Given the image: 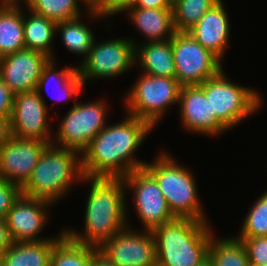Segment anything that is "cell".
<instances>
[{
	"mask_svg": "<svg viewBox=\"0 0 267 266\" xmlns=\"http://www.w3.org/2000/svg\"><path fill=\"white\" fill-rule=\"evenodd\" d=\"M122 121L106 125L81 153L83 176L124 178L146 162L134 155L154 128L126 113Z\"/></svg>",
	"mask_w": 267,
	"mask_h": 266,
	"instance_id": "obj_1",
	"label": "cell"
},
{
	"mask_svg": "<svg viewBox=\"0 0 267 266\" xmlns=\"http://www.w3.org/2000/svg\"><path fill=\"white\" fill-rule=\"evenodd\" d=\"M90 183L85 202L84 232L64 229L74 242L99 248L106 240L130 226L129 211L123 178L87 177L81 182ZM128 214V215H127Z\"/></svg>",
	"mask_w": 267,
	"mask_h": 266,
	"instance_id": "obj_2",
	"label": "cell"
},
{
	"mask_svg": "<svg viewBox=\"0 0 267 266\" xmlns=\"http://www.w3.org/2000/svg\"><path fill=\"white\" fill-rule=\"evenodd\" d=\"M161 266H197L208 256L213 231L208 221L174 218L152 230Z\"/></svg>",
	"mask_w": 267,
	"mask_h": 266,
	"instance_id": "obj_3",
	"label": "cell"
},
{
	"mask_svg": "<svg viewBox=\"0 0 267 266\" xmlns=\"http://www.w3.org/2000/svg\"><path fill=\"white\" fill-rule=\"evenodd\" d=\"M81 154L49 144L42 152L22 194L56 205L83 178ZM74 182V183H73Z\"/></svg>",
	"mask_w": 267,
	"mask_h": 266,
	"instance_id": "obj_4",
	"label": "cell"
},
{
	"mask_svg": "<svg viewBox=\"0 0 267 266\" xmlns=\"http://www.w3.org/2000/svg\"><path fill=\"white\" fill-rule=\"evenodd\" d=\"M160 151L144 168L155 178L173 216L208 221L193 172L178 164L170 153Z\"/></svg>",
	"mask_w": 267,
	"mask_h": 266,
	"instance_id": "obj_5",
	"label": "cell"
},
{
	"mask_svg": "<svg viewBox=\"0 0 267 266\" xmlns=\"http://www.w3.org/2000/svg\"><path fill=\"white\" fill-rule=\"evenodd\" d=\"M199 86L210 102L212 113H216L229 129L257 113L263 106L261 93L232 82L223 69Z\"/></svg>",
	"mask_w": 267,
	"mask_h": 266,
	"instance_id": "obj_6",
	"label": "cell"
},
{
	"mask_svg": "<svg viewBox=\"0 0 267 266\" xmlns=\"http://www.w3.org/2000/svg\"><path fill=\"white\" fill-rule=\"evenodd\" d=\"M139 75L135 85L124 95L125 112L155 128L168 109L179 104L182 86L176 78Z\"/></svg>",
	"mask_w": 267,
	"mask_h": 266,
	"instance_id": "obj_7",
	"label": "cell"
},
{
	"mask_svg": "<svg viewBox=\"0 0 267 266\" xmlns=\"http://www.w3.org/2000/svg\"><path fill=\"white\" fill-rule=\"evenodd\" d=\"M75 101L61 119L51 144L73 149L81 154L95 135L106 126L108 108L104 99L88 101L89 103Z\"/></svg>",
	"mask_w": 267,
	"mask_h": 266,
	"instance_id": "obj_8",
	"label": "cell"
},
{
	"mask_svg": "<svg viewBox=\"0 0 267 266\" xmlns=\"http://www.w3.org/2000/svg\"><path fill=\"white\" fill-rule=\"evenodd\" d=\"M134 38H115L93 43L87 57L77 66L85 85L88 80L113 78L123 75L135 66Z\"/></svg>",
	"mask_w": 267,
	"mask_h": 266,
	"instance_id": "obj_9",
	"label": "cell"
},
{
	"mask_svg": "<svg viewBox=\"0 0 267 266\" xmlns=\"http://www.w3.org/2000/svg\"><path fill=\"white\" fill-rule=\"evenodd\" d=\"M171 41L176 79L181 86L201 85L223 69L222 61L188 32H176Z\"/></svg>",
	"mask_w": 267,
	"mask_h": 266,
	"instance_id": "obj_10",
	"label": "cell"
},
{
	"mask_svg": "<svg viewBox=\"0 0 267 266\" xmlns=\"http://www.w3.org/2000/svg\"><path fill=\"white\" fill-rule=\"evenodd\" d=\"M126 191H133L134 209L144 230H153L175 217L155 178L143 167L123 178Z\"/></svg>",
	"mask_w": 267,
	"mask_h": 266,
	"instance_id": "obj_11",
	"label": "cell"
},
{
	"mask_svg": "<svg viewBox=\"0 0 267 266\" xmlns=\"http://www.w3.org/2000/svg\"><path fill=\"white\" fill-rule=\"evenodd\" d=\"M127 226L106 240L99 251L116 266H152L156 263V241L152 230ZM140 231V232H139Z\"/></svg>",
	"mask_w": 267,
	"mask_h": 266,
	"instance_id": "obj_12",
	"label": "cell"
},
{
	"mask_svg": "<svg viewBox=\"0 0 267 266\" xmlns=\"http://www.w3.org/2000/svg\"><path fill=\"white\" fill-rule=\"evenodd\" d=\"M49 116L45 98H41L35 90L15 94L10 118L11 136L39 139L51 144L53 130Z\"/></svg>",
	"mask_w": 267,
	"mask_h": 266,
	"instance_id": "obj_13",
	"label": "cell"
},
{
	"mask_svg": "<svg viewBox=\"0 0 267 266\" xmlns=\"http://www.w3.org/2000/svg\"><path fill=\"white\" fill-rule=\"evenodd\" d=\"M48 145L39 139L11 136L0 146V177L22 187Z\"/></svg>",
	"mask_w": 267,
	"mask_h": 266,
	"instance_id": "obj_14",
	"label": "cell"
},
{
	"mask_svg": "<svg viewBox=\"0 0 267 266\" xmlns=\"http://www.w3.org/2000/svg\"><path fill=\"white\" fill-rule=\"evenodd\" d=\"M179 106L182 127L191 133L218 136L230 130L216 113H212L210 102L199 85L181 87Z\"/></svg>",
	"mask_w": 267,
	"mask_h": 266,
	"instance_id": "obj_15",
	"label": "cell"
},
{
	"mask_svg": "<svg viewBox=\"0 0 267 266\" xmlns=\"http://www.w3.org/2000/svg\"><path fill=\"white\" fill-rule=\"evenodd\" d=\"M51 202L21 195L6 216L7 226L14 242L51 240L54 237H38L49 221L47 211Z\"/></svg>",
	"mask_w": 267,
	"mask_h": 266,
	"instance_id": "obj_16",
	"label": "cell"
},
{
	"mask_svg": "<svg viewBox=\"0 0 267 266\" xmlns=\"http://www.w3.org/2000/svg\"><path fill=\"white\" fill-rule=\"evenodd\" d=\"M50 59L36 50H18L0 58V78L14 94L34 91L43 67Z\"/></svg>",
	"mask_w": 267,
	"mask_h": 266,
	"instance_id": "obj_17",
	"label": "cell"
},
{
	"mask_svg": "<svg viewBox=\"0 0 267 266\" xmlns=\"http://www.w3.org/2000/svg\"><path fill=\"white\" fill-rule=\"evenodd\" d=\"M223 0L216 3L187 32L221 61L229 44L230 21Z\"/></svg>",
	"mask_w": 267,
	"mask_h": 266,
	"instance_id": "obj_18",
	"label": "cell"
},
{
	"mask_svg": "<svg viewBox=\"0 0 267 266\" xmlns=\"http://www.w3.org/2000/svg\"><path fill=\"white\" fill-rule=\"evenodd\" d=\"M125 12L147 39L144 42L169 40L176 33L173 9L128 8Z\"/></svg>",
	"mask_w": 267,
	"mask_h": 266,
	"instance_id": "obj_19",
	"label": "cell"
},
{
	"mask_svg": "<svg viewBox=\"0 0 267 266\" xmlns=\"http://www.w3.org/2000/svg\"><path fill=\"white\" fill-rule=\"evenodd\" d=\"M135 64L146 75L176 78L171 39L136 45Z\"/></svg>",
	"mask_w": 267,
	"mask_h": 266,
	"instance_id": "obj_20",
	"label": "cell"
},
{
	"mask_svg": "<svg viewBox=\"0 0 267 266\" xmlns=\"http://www.w3.org/2000/svg\"><path fill=\"white\" fill-rule=\"evenodd\" d=\"M55 65L56 61L54 59H50L43 67L42 74L38 80L35 91L41 98H43L42 92L46 90L48 93L50 90L49 86H51L53 82L54 84L57 82V88L61 90V93L58 91V96L51 95L53 99L57 101H67L69 98L77 100L76 98H78V95L81 93L84 86L82 78L78 73L77 66H65V68L57 71ZM48 94L50 95V92Z\"/></svg>",
	"mask_w": 267,
	"mask_h": 266,
	"instance_id": "obj_21",
	"label": "cell"
},
{
	"mask_svg": "<svg viewBox=\"0 0 267 266\" xmlns=\"http://www.w3.org/2000/svg\"><path fill=\"white\" fill-rule=\"evenodd\" d=\"M65 234L45 241L14 242L4 253L1 266H49L55 243Z\"/></svg>",
	"mask_w": 267,
	"mask_h": 266,
	"instance_id": "obj_22",
	"label": "cell"
},
{
	"mask_svg": "<svg viewBox=\"0 0 267 266\" xmlns=\"http://www.w3.org/2000/svg\"><path fill=\"white\" fill-rule=\"evenodd\" d=\"M21 5H3L0 9V58L25 49Z\"/></svg>",
	"mask_w": 267,
	"mask_h": 266,
	"instance_id": "obj_23",
	"label": "cell"
},
{
	"mask_svg": "<svg viewBox=\"0 0 267 266\" xmlns=\"http://www.w3.org/2000/svg\"><path fill=\"white\" fill-rule=\"evenodd\" d=\"M28 12V17L23 14L25 48L42 52L55 60L51 45L54 41L53 38L58 34L56 32L57 23L30 10Z\"/></svg>",
	"mask_w": 267,
	"mask_h": 266,
	"instance_id": "obj_24",
	"label": "cell"
},
{
	"mask_svg": "<svg viewBox=\"0 0 267 266\" xmlns=\"http://www.w3.org/2000/svg\"><path fill=\"white\" fill-rule=\"evenodd\" d=\"M82 21V18L78 17L58 22L56 32H60L59 35H61V41L65 48L75 55H81L83 57L81 60H84L93 46L95 34Z\"/></svg>",
	"mask_w": 267,
	"mask_h": 266,
	"instance_id": "obj_25",
	"label": "cell"
},
{
	"mask_svg": "<svg viewBox=\"0 0 267 266\" xmlns=\"http://www.w3.org/2000/svg\"><path fill=\"white\" fill-rule=\"evenodd\" d=\"M212 235L208 255L214 266H251L244 243L236 238Z\"/></svg>",
	"mask_w": 267,
	"mask_h": 266,
	"instance_id": "obj_26",
	"label": "cell"
},
{
	"mask_svg": "<svg viewBox=\"0 0 267 266\" xmlns=\"http://www.w3.org/2000/svg\"><path fill=\"white\" fill-rule=\"evenodd\" d=\"M93 246L80 244L64 234L54 245L49 266H91Z\"/></svg>",
	"mask_w": 267,
	"mask_h": 266,
	"instance_id": "obj_27",
	"label": "cell"
},
{
	"mask_svg": "<svg viewBox=\"0 0 267 266\" xmlns=\"http://www.w3.org/2000/svg\"><path fill=\"white\" fill-rule=\"evenodd\" d=\"M78 0H26L27 10L58 23L82 17Z\"/></svg>",
	"mask_w": 267,
	"mask_h": 266,
	"instance_id": "obj_28",
	"label": "cell"
},
{
	"mask_svg": "<svg viewBox=\"0 0 267 266\" xmlns=\"http://www.w3.org/2000/svg\"><path fill=\"white\" fill-rule=\"evenodd\" d=\"M220 0H178L173 5L176 32H187Z\"/></svg>",
	"mask_w": 267,
	"mask_h": 266,
	"instance_id": "obj_29",
	"label": "cell"
},
{
	"mask_svg": "<svg viewBox=\"0 0 267 266\" xmlns=\"http://www.w3.org/2000/svg\"><path fill=\"white\" fill-rule=\"evenodd\" d=\"M236 238L267 236V191L254 201Z\"/></svg>",
	"mask_w": 267,
	"mask_h": 266,
	"instance_id": "obj_30",
	"label": "cell"
},
{
	"mask_svg": "<svg viewBox=\"0 0 267 266\" xmlns=\"http://www.w3.org/2000/svg\"><path fill=\"white\" fill-rule=\"evenodd\" d=\"M238 239L244 243L251 266L267 265V236Z\"/></svg>",
	"mask_w": 267,
	"mask_h": 266,
	"instance_id": "obj_31",
	"label": "cell"
},
{
	"mask_svg": "<svg viewBox=\"0 0 267 266\" xmlns=\"http://www.w3.org/2000/svg\"><path fill=\"white\" fill-rule=\"evenodd\" d=\"M132 3L133 0H100V4L93 11H87L86 15L92 20L113 17L117 13H125Z\"/></svg>",
	"mask_w": 267,
	"mask_h": 266,
	"instance_id": "obj_32",
	"label": "cell"
},
{
	"mask_svg": "<svg viewBox=\"0 0 267 266\" xmlns=\"http://www.w3.org/2000/svg\"><path fill=\"white\" fill-rule=\"evenodd\" d=\"M21 195V186L0 177V218H6L8 212Z\"/></svg>",
	"mask_w": 267,
	"mask_h": 266,
	"instance_id": "obj_33",
	"label": "cell"
},
{
	"mask_svg": "<svg viewBox=\"0 0 267 266\" xmlns=\"http://www.w3.org/2000/svg\"><path fill=\"white\" fill-rule=\"evenodd\" d=\"M15 94L0 78V116L11 118Z\"/></svg>",
	"mask_w": 267,
	"mask_h": 266,
	"instance_id": "obj_34",
	"label": "cell"
},
{
	"mask_svg": "<svg viewBox=\"0 0 267 266\" xmlns=\"http://www.w3.org/2000/svg\"><path fill=\"white\" fill-rule=\"evenodd\" d=\"M130 8L173 9L169 0H133Z\"/></svg>",
	"mask_w": 267,
	"mask_h": 266,
	"instance_id": "obj_35",
	"label": "cell"
},
{
	"mask_svg": "<svg viewBox=\"0 0 267 266\" xmlns=\"http://www.w3.org/2000/svg\"><path fill=\"white\" fill-rule=\"evenodd\" d=\"M13 243L6 219L0 218V250L5 252Z\"/></svg>",
	"mask_w": 267,
	"mask_h": 266,
	"instance_id": "obj_36",
	"label": "cell"
},
{
	"mask_svg": "<svg viewBox=\"0 0 267 266\" xmlns=\"http://www.w3.org/2000/svg\"><path fill=\"white\" fill-rule=\"evenodd\" d=\"M10 137V119L0 116V146Z\"/></svg>",
	"mask_w": 267,
	"mask_h": 266,
	"instance_id": "obj_37",
	"label": "cell"
},
{
	"mask_svg": "<svg viewBox=\"0 0 267 266\" xmlns=\"http://www.w3.org/2000/svg\"><path fill=\"white\" fill-rule=\"evenodd\" d=\"M91 266H116V265L110 262L103 254H101L99 248L93 247V262Z\"/></svg>",
	"mask_w": 267,
	"mask_h": 266,
	"instance_id": "obj_38",
	"label": "cell"
},
{
	"mask_svg": "<svg viewBox=\"0 0 267 266\" xmlns=\"http://www.w3.org/2000/svg\"><path fill=\"white\" fill-rule=\"evenodd\" d=\"M79 2H83L86 11H93L99 4L100 0H78Z\"/></svg>",
	"mask_w": 267,
	"mask_h": 266,
	"instance_id": "obj_39",
	"label": "cell"
},
{
	"mask_svg": "<svg viewBox=\"0 0 267 266\" xmlns=\"http://www.w3.org/2000/svg\"><path fill=\"white\" fill-rule=\"evenodd\" d=\"M22 0H0L3 5H20ZM25 3L26 0H23Z\"/></svg>",
	"mask_w": 267,
	"mask_h": 266,
	"instance_id": "obj_40",
	"label": "cell"
},
{
	"mask_svg": "<svg viewBox=\"0 0 267 266\" xmlns=\"http://www.w3.org/2000/svg\"><path fill=\"white\" fill-rule=\"evenodd\" d=\"M197 266H214L212 259L209 257V255L202 260Z\"/></svg>",
	"mask_w": 267,
	"mask_h": 266,
	"instance_id": "obj_41",
	"label": "cell"
},
{
	"mask_svg": "<svg viewBox=\"0 0 267 266\" xmlns=\"http://www.w3.org/2000/svg\"><path fill=\"white\" fill-rule=\"evenodd\" d=\"M3 253L4 251L0 250V266L2 265Z\"/></svg>",
	"mask_w": 267,
	"mask_h": 266,
	"instance_id": "obj_42",
	"label": "cell"
},
{
	"mask_svg": "<svg viewBox=\"0 0 267 266\" xmlns=\"http://www.w3.org/2000/svg\"><path fill=\"white\" fill-rule=\"evenodd\" d=\"M178 0H169V2L174 5Z\"/></svg>",
	"mask_w": 267,
	"mask_h": 266,
	"instance_id": "obj_43",
	"label": "cell"
},
{
	"mask_svg": "<svg viewBox=\"0 0 267 266\" xmlns=\"http://www.w3.org/2000/svg\"><path fill=\"white\" fill-rule=\"evenodd\" d=\"M152 266H161L160 264H158L157 262L154 264V265H152Z\"/></svg>",
	"mask_w": 267,
	"mask_h": 266,
	"instance_id": "obj_44",
	"label": "cell"
}]
</instances>
